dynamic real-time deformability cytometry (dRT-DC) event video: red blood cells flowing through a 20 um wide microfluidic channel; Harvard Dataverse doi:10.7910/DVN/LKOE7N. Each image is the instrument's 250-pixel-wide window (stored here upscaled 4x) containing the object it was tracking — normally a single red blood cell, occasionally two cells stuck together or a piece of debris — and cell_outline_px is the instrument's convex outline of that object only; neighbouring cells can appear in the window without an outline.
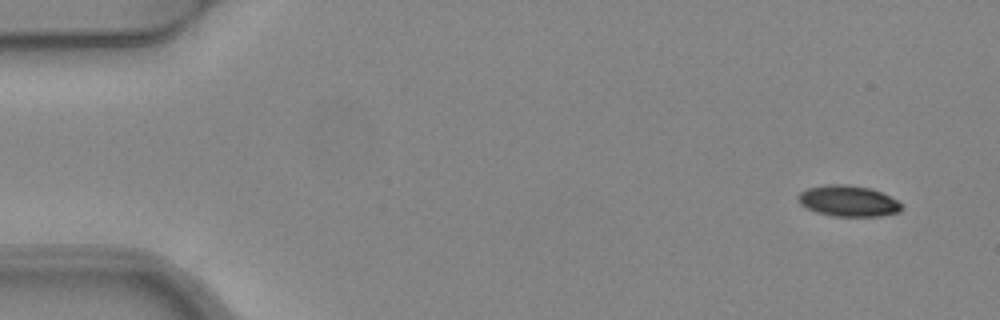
{"species": "common noctule bat (a hibernating species)", "species_latin": "Nyctalus noctula", "temperature_condition": "warm", "stored_images_in_passage": 5, "camera_frame_rate_fps": 3000, "um_per_image_px": 0.085, "animal": {"sex": "female", "body_mass_g": 24.6, "forearm_length_mm": 56.2}, "frame": {"image": 1, "passage_image": 1, "time_ms": 0.0, "image_size_px": [1000, 320], "cell_outline_px": [[904, 208], [900, 212], [880, 216], [832, 216], [816, 212], [800, 204], [796, 196], [800, 192], [808, 188], [828, 184], [848, 184], [872, 188], [896, 200]], "centroid_in_image_um": [72.09, 17.08], "position_along_channel_um": 12.9, "area_um2": 18.73}}
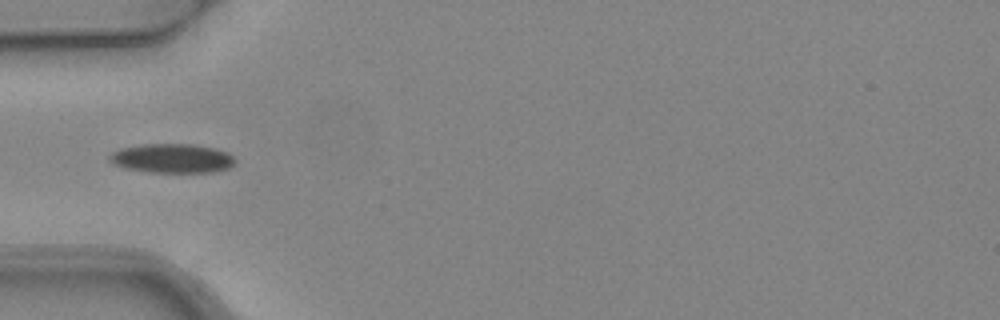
{"frame": {"image": 2, "passage_image": 4, "time_ms": 1.0, "image_size_px": [1000, 320], "cell_outline_px": [[236, 164], [228, 168], [212, 172], [148, 172], [124, 168], [112, 164], [108, 160], [108, 156], [112, 152], [120, 148], [144, 144], [192, 144], [216, 148], [228, 152], [236, 160]], "centroid_in_image_um": [14.62, 13.46], "position_along_channel_um": 70.4, "area_um2": 21.62}}
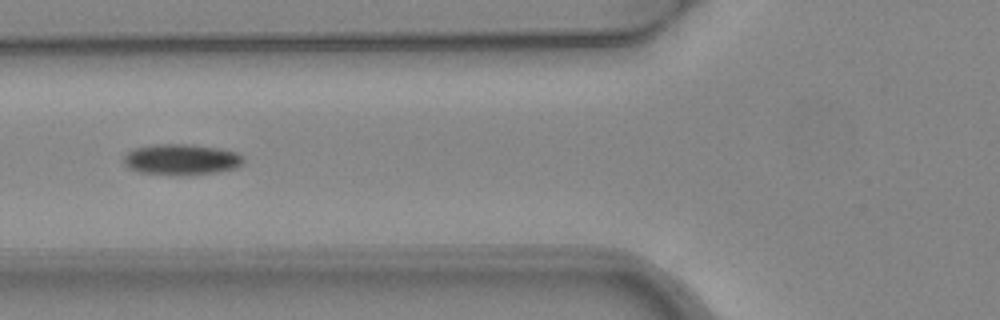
{"frame": {"image": 3, "passage_image": 5, "time_ms": 1.333, "image_size_px": [1000, 320], "cell_outline_px": [[244, 164], [236, 168], [216, 172], [188, 176], [172, 176], [140, 172], [128, 168], [124, 164], [124, 156], [128, 152], [136, 148], [156, 144], [192, 144], [220, 148], [236, 152], [244, 156]], "centroid_in_image_um": [15.45, 13.57], "position_along_channel_um": 110.3, "area_um2": 22.02}}